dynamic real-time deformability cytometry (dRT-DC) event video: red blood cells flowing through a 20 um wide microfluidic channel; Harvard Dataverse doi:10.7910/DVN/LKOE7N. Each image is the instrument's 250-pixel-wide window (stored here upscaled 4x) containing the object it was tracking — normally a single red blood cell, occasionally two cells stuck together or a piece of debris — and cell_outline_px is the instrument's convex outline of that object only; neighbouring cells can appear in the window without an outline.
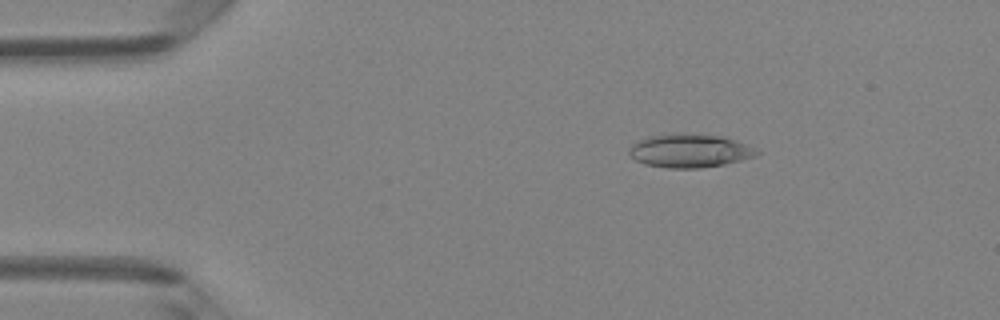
{"species": "Egyptian fruit bat (a non-hibernating species)", "species_latin": "Rousettus aegyptiacus", "temperature_condition": "room temperature", "stored_images_in_passage": 39, "camera_frame_rate_fps": 3000, "um_per_image_px": 0.085, "animal": {"sex": "female"}, "frame": {"image": 1, "passage_image": 1, "time_ms": 0.0, "image_size_px": [1000, 320], "cell_outline_px": [[760, 152], [756, 156], [724, 164], [700, 168], [668, 168], [644, 164], [636, 160], [628, 152], [628, 148], [632, 144], [640, 140], [652, 136], [688, 132], [724, 136], [756, 148]], "centroid_in_image_um": [58.64, 12.8], "position_along_channel_um": 26.4, "area_um2": 24.97}}
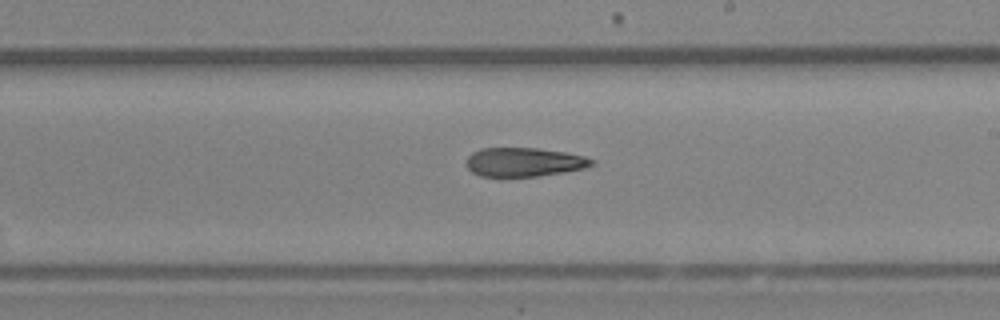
{"frame": {"image": 2, "passage_image": 21, "time_ms": 6.667, "image_size_px": [1000, 320], "cell_outline_px": [[596, 164], [584, 168], [564, 172], [536, 176], [480, 176], [472, 172], [468, 168], [468, 156], [472, 152], [480, 148], [536, 148], [564, 152], [584, 156], [596, 160]], "centroid_in_image_um": [44.58, 13.77], "position_along_channel_um": 244.4, "area_um2": 21.04}}
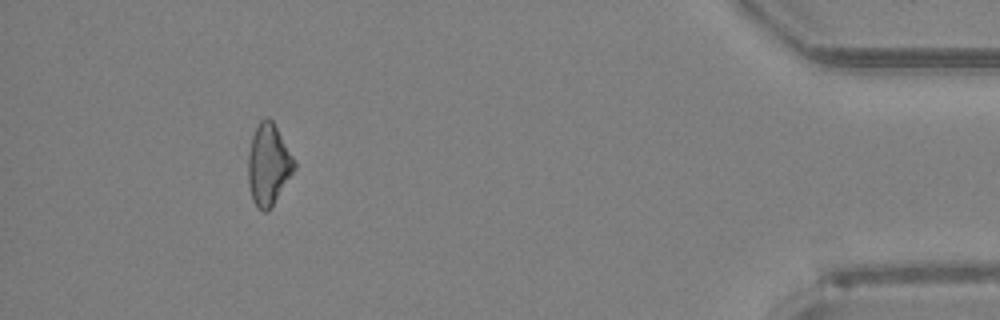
{"frame": {"image": 3, "passage_image": 37, "time_ms": 12.0, "image_size_px": [1000, 320], "cell_outline_px": [[296, 168], [268, 212], [264, 212], [252, 200], [248, 180], [248, 152], [252, 136], [260, 120], [264, 116], [268, 116], [272, 120], [292, 156], [296, 164]], "centroid_in_image_um": [22.8, 13.98], "position_along_channel_um": 412.4, "area_um2": 21.62}}